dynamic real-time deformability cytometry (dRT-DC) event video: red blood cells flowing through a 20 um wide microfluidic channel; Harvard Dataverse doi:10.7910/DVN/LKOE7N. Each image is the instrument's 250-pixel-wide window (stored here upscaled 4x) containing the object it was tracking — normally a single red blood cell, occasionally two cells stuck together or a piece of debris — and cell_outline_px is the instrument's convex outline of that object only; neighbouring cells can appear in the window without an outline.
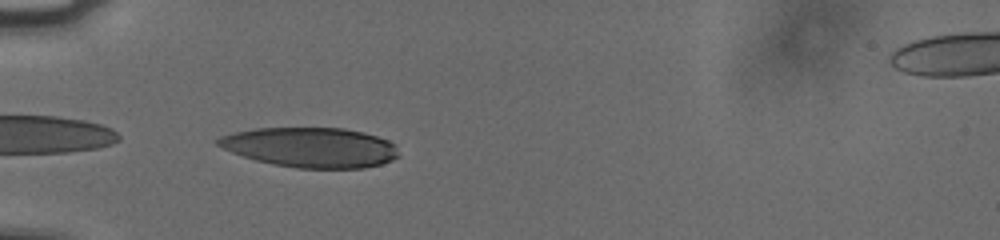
{"species": "human", "species_latin": "Homo sapiens", "temperature_condition": "cold", "stored_images_in_passage": 35, "camera_frame_rate_fps": 3000, "um_per_image_px": 0.085, "donor": {"sex": "male"}, "frame": {"image": 1, "passage_image": 2, "time_ms": 0.333, "image_size_px": [1000, 240], "cell_outline_px": [[400, 156], [392, 160], [380, 164], [364, 168], [296, 168], [272, 164], [256, 160], [232, 152], [216, 144], [216, 140], [220, 136], [236, 132], [256, 128], [344, 128], [364, 132], [388, 140], [396, 144]], "centroid_in_image_um": [26.44, 12.53], "position_along_channel_um": 58.6, "area_um2": 42.02}}
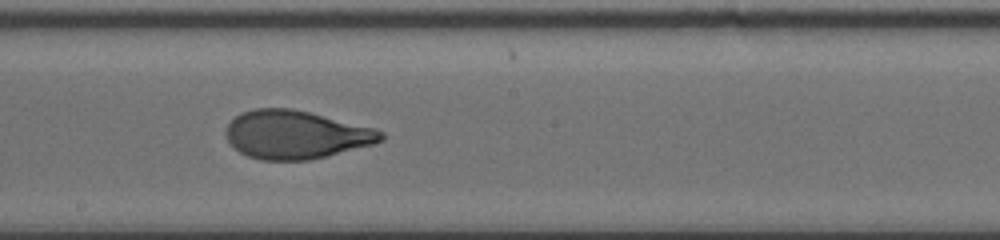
{"frame": {"image": 2, "passage_image": 16, "time_ms": 5.0, "image_size_px": [1000, 240], "cell_outline_px": [[384, 140], [372, 144], [328, 156], [308, 160], [260, 160], [248, 156], [240, 152], [228, 140], [224, 132], [228, 124], [240, 112], [256, 108], [292, 108], [376, 128], [384, 132]], "centroid_in_image_um": [25.15, 11.44], "position_along_channel_um": 223.1, "area_um2": 43.64}}
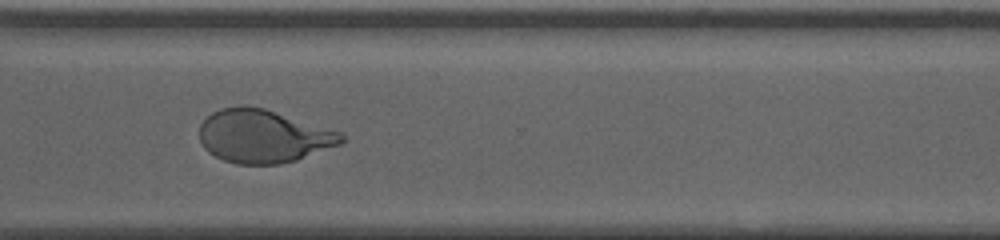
{"frame": {"image": 3, "passage_image": 26, "time_ms": 8.333, "image_size_px": [1000, 240], "cell_outline_px": [[348, 136], [340, 144], [296, 160], [280, 164], [236, 164], [224, 160], [208, 152], [204, 148], [200, 140], [200, 124], [212, 112], [220, 108], [264, 108], [340, 132]], "centroid_in_image_um": [22.38, 11.6], "position_along_channel_um": 348.2, "area_um2": 43.29}, "authors_computed_cell_mechanics": {"area_um2": 43.639, "velocity_mm_per_s": 3.7753, "shape_relaxation_time_tau1_ms": 3.9921, "shape_relaxation_time_tau2_ms": 0.9285, "deformation_change_tau1": 0.1882, "deformation_change_tau2": 0.0753}}